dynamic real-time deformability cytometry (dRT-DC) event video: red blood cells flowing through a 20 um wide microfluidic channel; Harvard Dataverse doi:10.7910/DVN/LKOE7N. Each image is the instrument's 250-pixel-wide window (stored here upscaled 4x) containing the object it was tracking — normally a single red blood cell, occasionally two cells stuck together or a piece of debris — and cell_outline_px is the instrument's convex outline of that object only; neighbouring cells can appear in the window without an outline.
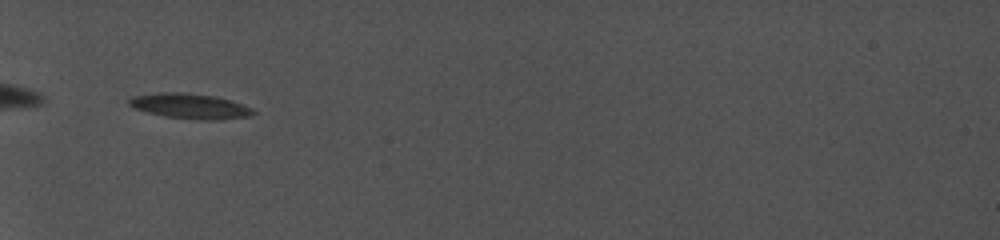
{"species": "common noctule bat (a hibernating species)", "species_latin": "Nyctalus noctula", "temperature_condition": "cold", "stored_images_in_passage": 3, "camera_frame_rate_fps": 5000, "um_per_image_px": 0.085, "animal": {"sex": "female", "body_mass_g": 19.0, "forearm_length_mm": 56.7}, "frame": {"image": 1, "passage_image": 1, "time_ms": 0.0, "image_size_px": [1000, 240], "cell_outline_px": [[256, 112], [248, 116], [220, 120], [212, 120], [164, 116], [148, 112], [136, 108], [128, 104], [128, 100], [136, 96], [160, 92], [184, 92], [216, 96], [232, 100], [244, 104], [252, 108]], "centroid_in_image_um": [16.21, 9.0], "position_along_channel_um": 68.8, "area_um2": 18.03}}